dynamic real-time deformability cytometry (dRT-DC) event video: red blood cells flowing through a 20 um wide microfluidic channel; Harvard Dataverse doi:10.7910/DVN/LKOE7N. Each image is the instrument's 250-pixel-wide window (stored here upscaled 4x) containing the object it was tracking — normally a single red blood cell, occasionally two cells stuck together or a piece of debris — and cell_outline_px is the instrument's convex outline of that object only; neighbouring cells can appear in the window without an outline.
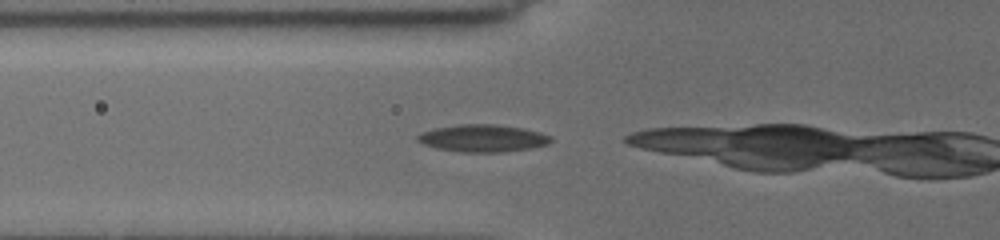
{"species": "common noctule bat (a hibernating species)", "species_latin": "Nyctalus noctula", "temperature_condition": "cold", "stored_images_in_passage": 39, "camera_frame_rate_fps": 3000, "um_per_image_px": 0.085, "animal": {"sex": "female", "body_mass_g": 19.5, "forearm_length_mm": 54.1}, "frame": {"image": 1, "passage_image": 23, "time_ms": 4.667, "image_size_px": [1000, 240], "cell_outline_px": [[552, 140], [548, 144], [532, 148], [508, 152], [460, 152], [436, 148], [420, 144], [416, 140], [416, 136], [420, 132], [436, 128], [464, 124], [492, 124], [520, 128], [540, 132], [552, 136]], "centroid_in_image_um": [41.01, 11.76], "position_along_channel_um": 84.8, "area_um2": 21.33}}
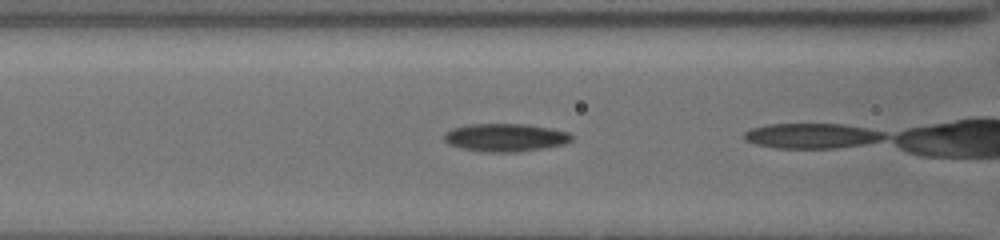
{"frame": {"image": 2, "passage_image": 28, "time_ms": 5.667, "image_size_px": [1000, 240], "cell_outline_px": [[572, 140], [564, 144], [548, 148], [520, 152], [480, 152], [460, 148], [448, 144], [444, 140], [444, 132], [452, 128], [472, 124], [524, 124], [548, 128], [568, 132], [572, 136]], "centroid_in_image_um": [42.93, 11.71], "position_along_channel_um": 123.7, "area_um2": 20.98}}